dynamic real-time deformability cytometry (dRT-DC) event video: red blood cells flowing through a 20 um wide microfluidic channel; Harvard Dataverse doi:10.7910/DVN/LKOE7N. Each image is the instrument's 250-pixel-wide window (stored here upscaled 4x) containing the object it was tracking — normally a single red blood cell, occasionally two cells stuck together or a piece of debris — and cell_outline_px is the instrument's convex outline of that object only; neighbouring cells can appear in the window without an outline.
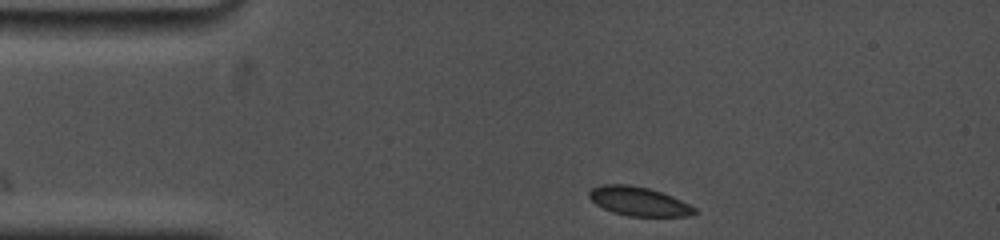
{"species": "common noctule bat (a hibernating species)", "species_latin": "Nyctalus noctula", "temperature_condition": "cold", "stored_images_in_passage": 10, "camera_frame_rate_fps": 5000, "um_per_image_px": 0.085, "animal": {"sex": "female", "body_mass_g": 19.0, "forearm_length_mm": 53.3}, "frame": {"image": 1, "passage_image": 1, "time_ms": 0.0, "image_size_px": [1000, 240], "cell_outline_px": [[696, 212], [692, 216], [628, 216], [612, 212], [596, 204], [588, 196], [588, 192], [592, 188], [604, 184], [628, 184], [648, 188], [672, 196], [696, 208]], "centroid_in_image_um": [54.28, 17.11], "position_along_channel_um": 30.7, "area_um2": 17.69}}
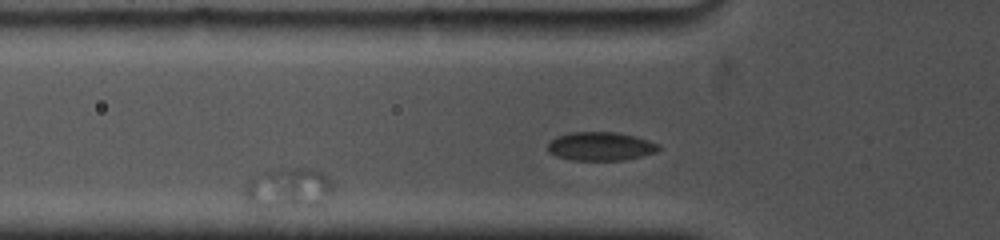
{"frame": {"image": 2, "passage_image": 6, "time_ms": 2.4, "image_size_px": [1000, 240], "cell_outline_px": [[332, 192], [316, 208], [252, 208], [248, 204], [244, 196], [244, 188], [248, 180], [260, 172], [280, 168], [304, 168], [324, 172], [332, 180]], "centroid_in_image_um": [24.48, 16.04], "position_along_channel_um": 101.3, "area_um2": 22.02}}